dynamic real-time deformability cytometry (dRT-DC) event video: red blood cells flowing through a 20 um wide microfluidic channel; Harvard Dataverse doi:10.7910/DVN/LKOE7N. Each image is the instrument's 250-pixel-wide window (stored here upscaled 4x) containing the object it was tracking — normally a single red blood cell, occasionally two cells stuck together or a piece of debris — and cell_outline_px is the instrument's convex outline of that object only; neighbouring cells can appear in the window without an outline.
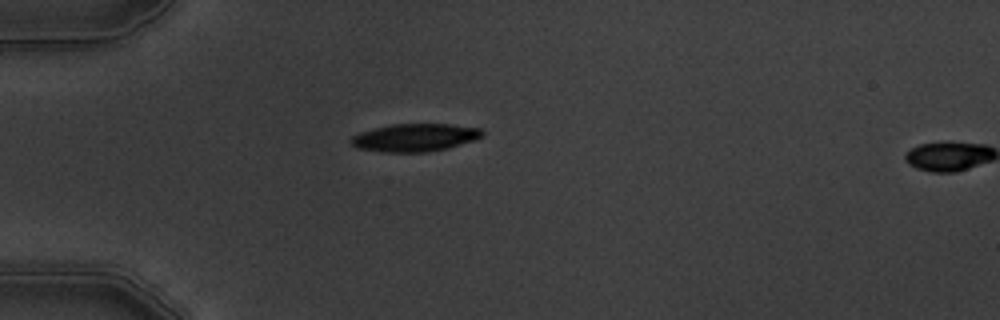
{"species": "common noctule bat (a hibernating species)", "species_latin": "Nyctalus noctula", "temperature_condition": "warm", "stored_images_in_passage": 2, "segment_of_instrument_passage": [1, 2], "camera_frame_rate_fps": 3000, "um_per_image_px": 0.085, "animal": {"sex": "male", "body_mass_g": 19.5, "forearm_length_mm": 54.6}, "frame": {"image": 1, "passage_image": 1, "time_ms": 0.0, "image_size_px": [1000, 320], "cell_outline_px": [[484, 132], [476, 140], [444, 148], [424, 152], [380, 152], [356, 148], [348, 140], [352, 136], [360, 132], [392, 124], [452, 124], [480, 128]], "centroid_in_image_um": [35.22, 11.69], "position_along_channel_um": 49.8, "area_um2": 21.15}}